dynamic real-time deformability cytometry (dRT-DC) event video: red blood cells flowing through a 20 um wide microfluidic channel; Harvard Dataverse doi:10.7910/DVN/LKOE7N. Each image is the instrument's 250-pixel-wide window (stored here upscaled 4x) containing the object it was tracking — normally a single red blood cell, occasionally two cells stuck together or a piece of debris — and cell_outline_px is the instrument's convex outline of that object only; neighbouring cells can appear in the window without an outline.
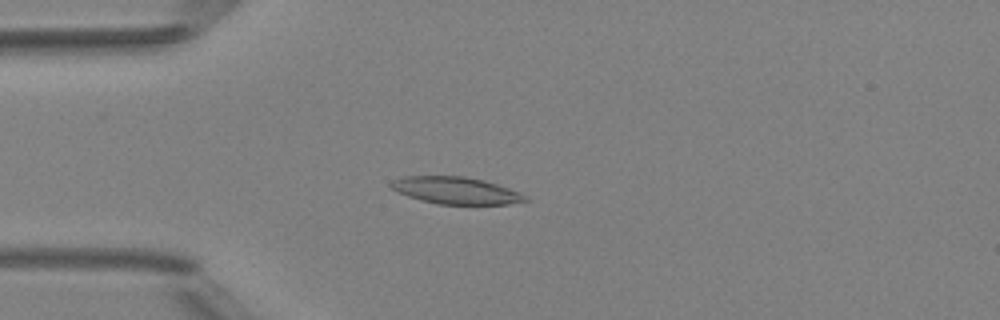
{"species": "Egyptian fruit bat (a non-hibernating species)", "species_latin": "Rousettus aegyptiacus", "temperature_condition": "room temperature", "stored_images_in_passage": 4, "camera_frame_rate_fps": 3000, "um_per_image_px": 0.085, "animal": {"sex": "female"}, "frame": {"image": 1, "passage_image": 4, "time_ms": 3.333, "image_size_px": [1000, 320], "cell_outline_px": [[528, 200], [508, 204], [436, 204], [420, 200], [396, 192], [388, 184], [392, 180], [404, 176], [464, 176], [484, 180], [520, 192], [528, 196]], "centroid_in_image_um": [38.72, 16.19], "position_along_channel_um": 46.3, "area_um2": 21.21}}